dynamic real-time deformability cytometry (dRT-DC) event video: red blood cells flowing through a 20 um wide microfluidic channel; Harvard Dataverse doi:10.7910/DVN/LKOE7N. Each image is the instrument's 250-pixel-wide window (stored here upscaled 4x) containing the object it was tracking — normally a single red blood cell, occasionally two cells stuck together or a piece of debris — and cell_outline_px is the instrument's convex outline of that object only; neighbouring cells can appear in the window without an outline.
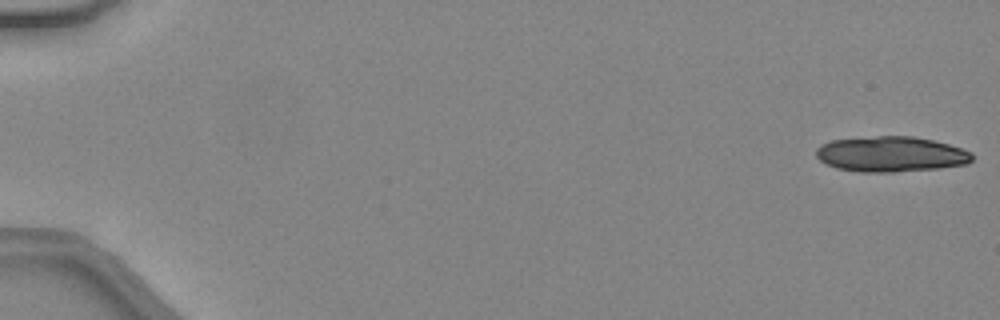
{"species": "common noctule bat (a hibernating species)", "species_latin": "Nyctalus noctula", "temperature_condition": "warm", "stored_images_in_passage": 23, "camera_frame_rate_fps": 3000, "um_per_image_px": 0.085, "animal": {"sex": "female", "body_mass_g": 24.6, "forearm_length_mm": 56.2}, "frame": {"image": 1, "passage_image": 1, "time_ms": 0.0, "image_size_px": [1000, 320], "cell_outline_px": [[972, 160], [968, 164], [940, 168], [896, 172], [860, 172], [836, 168], [820, 160], [816, 156], [816, 148], [820, 144], [832, 140], [876, 136], [912, 136], [932, 140], [948, 144], [972, 152]], "centroid_in_image_um": [75.73, 13.11], "position_along_channel_um": 9.3, "area_um2": 32.25}}